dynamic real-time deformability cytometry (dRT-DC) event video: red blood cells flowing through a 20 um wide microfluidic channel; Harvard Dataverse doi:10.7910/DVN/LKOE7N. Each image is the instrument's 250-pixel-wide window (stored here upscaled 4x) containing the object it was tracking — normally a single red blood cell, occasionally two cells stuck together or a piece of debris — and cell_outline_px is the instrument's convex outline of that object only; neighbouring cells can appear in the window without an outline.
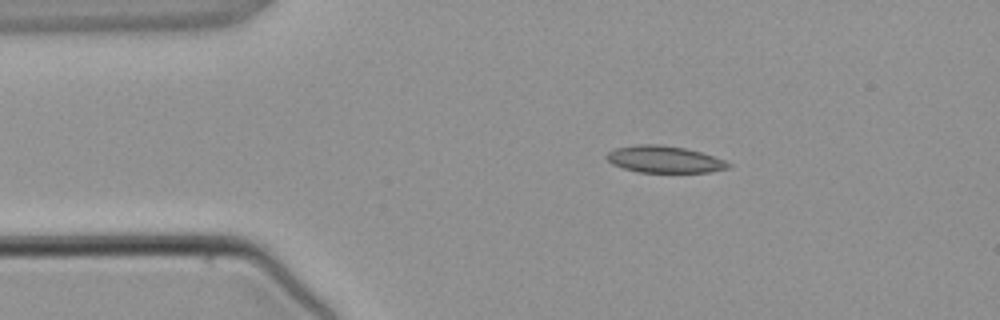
{"species": "common noctule bat (a hibernating species)", "species_latin": "Nyctalus noctula", "temperature_condition": "warm", "stored_images_in_passage": 2, "camera_frame_rate_fps": 3000, "um_per_image_px": 0.085, "animal": {"sex": "male", "body_mass_g": 21.5, "forearm_length_mm": 52.0}, "frame": {"image": 1, "passage_image": 1, "time_ms": 0.0, "image_size_px": [1000, 320], "cell_outline_px": [[732, 164], [728, 168], [712, 172], [640, 172], [624, 168], [612, 164], [604, 156], [608, 152], [616, 148], [640, 144], [660, 144], [684, 148], [700, 152], [724, 160]], "centroid_in_image_um": [56.46, 13.54], "position_along_channel_um": 28.5, "area_um2": 18.9}}